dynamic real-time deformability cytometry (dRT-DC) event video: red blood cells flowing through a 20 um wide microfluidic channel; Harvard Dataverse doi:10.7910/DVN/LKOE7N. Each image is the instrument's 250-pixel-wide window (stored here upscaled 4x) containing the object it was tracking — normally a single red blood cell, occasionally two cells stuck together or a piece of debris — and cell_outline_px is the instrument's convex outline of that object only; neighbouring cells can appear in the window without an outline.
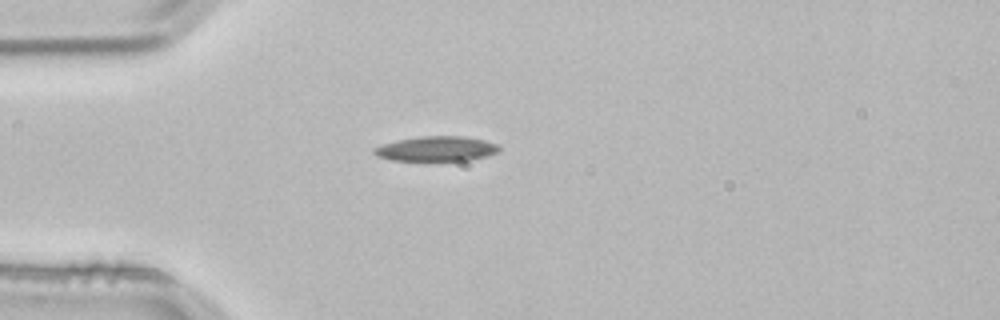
{"species": "common noctule bat (a hibernating species)", "species_latin": "Nyctalus noctula", "temperature_condition": "room temperature", "stored_images_in_passage": 1, "camera_frame_rate_fps": 3000, "um_per_image_px": 0.085, "animal": {"sex": "male", "body_mass_g": 21.5, "forearm_length_mm": 52.0}, "frame": {"image": 1, "passage_image": 1, "time_ms": 0.0, "image_size_px": [1000, 320], "cell_outline_px": [[500, 152], [488, 156], [468, 160], [428, 164], [392, 160], [376, 156], [372, 152], [372, 148], [384, 144], [400, 140], [420, 136], [464, 136], [484, 140], [500, 144]], "centroid_in_image_um": [37.11, 12.7], "position_along_channel_um": 47.9, "area_um2": 19.25}}